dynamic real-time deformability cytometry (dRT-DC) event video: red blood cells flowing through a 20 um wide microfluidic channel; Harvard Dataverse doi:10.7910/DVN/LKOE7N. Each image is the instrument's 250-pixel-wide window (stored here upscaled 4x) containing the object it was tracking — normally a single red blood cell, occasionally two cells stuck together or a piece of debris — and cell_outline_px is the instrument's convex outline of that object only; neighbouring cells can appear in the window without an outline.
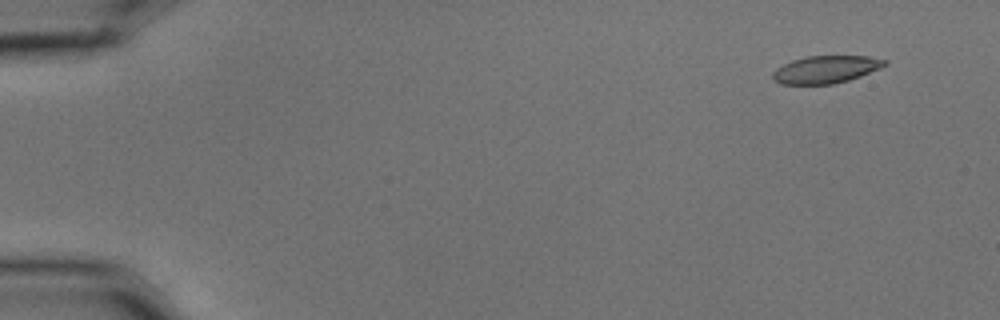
{"species": "common noctule bat (a hibernating species)", "species_latin": "Nyctalus noctula", "temperature_condition": "cold", "stored_images_in_passage": 7, "camera_frame_rate_fps": 3000, "um_per_image_px": 0.085, "animal": {"sex": "male", "body_mass_g": 15.6}, "frame": {"image": 1, "passage_image": 2, "time_ms": 0.333, "image_size_px": [1000, 320], "cell_outline_px": [[888, 64], [880, 68], [860, 76], [848, 80], [832, 84], [780, 84], [772, 76], [772, 72], [776, 68], [792, 60], [808, 56], [868, 56], [888, 60]], "centroid_in_image_um": [70.21, 5.9], "position_along_channel_um": 14.8, "area_um2": 17.86}}
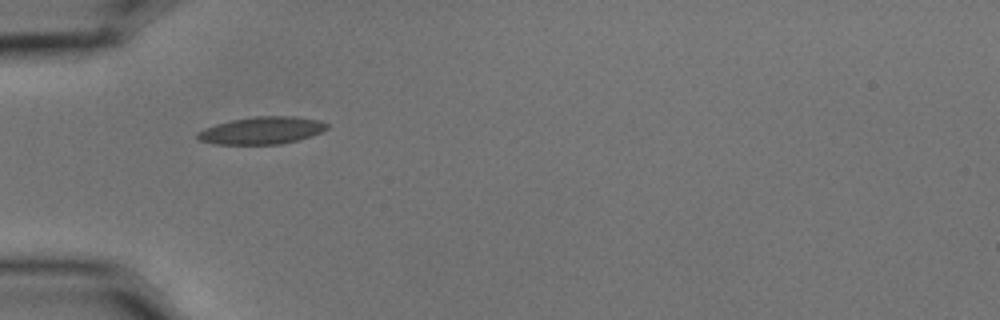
{"frame": {"image": 2, "passage_image": 6, "time_ms": 1.667, "image_size_px": [1000, 320], "cell_outline_px": [[328, 128], [312, 136], [280, 144], [216, 144], [200, 140], [196, 136], [196, 132], [204, 128], [216, 124], [232, 120], [256, 116], [296, 116], [320, 120], [328, 124]], "centroid_in_image_um": [22.26, 11.08], "position_along_channel_um": 62.7, "area_um2": 20.58}}
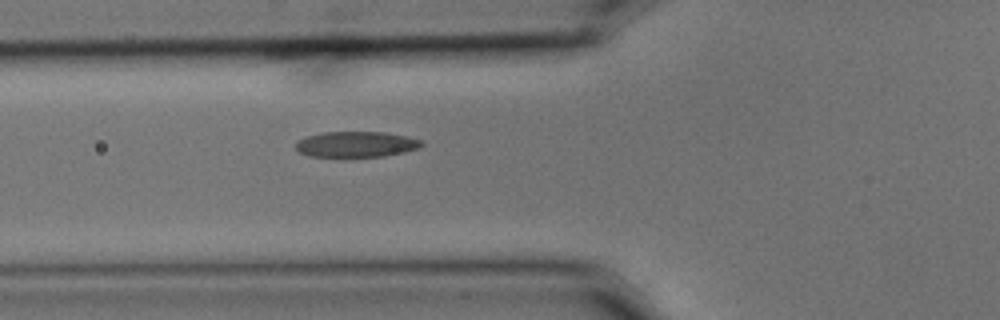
{"frame": {"image": 3, "passage_image": 7, "time_ms": 2.0, "image_size_px": [1000, 320], "cell_outline_px": [[424, 144], [420, 148], [404, 152], [384, 156], [308, 156], [300, 152], [296, 148], [296, 144], [300, 140], [308, 136], [324, 132], [384, 132], [424, 140]], "centroid_in_image_um": [30.33, 12.26], "position_along_channel_um": 95.5, "area_um2": 18.61}}